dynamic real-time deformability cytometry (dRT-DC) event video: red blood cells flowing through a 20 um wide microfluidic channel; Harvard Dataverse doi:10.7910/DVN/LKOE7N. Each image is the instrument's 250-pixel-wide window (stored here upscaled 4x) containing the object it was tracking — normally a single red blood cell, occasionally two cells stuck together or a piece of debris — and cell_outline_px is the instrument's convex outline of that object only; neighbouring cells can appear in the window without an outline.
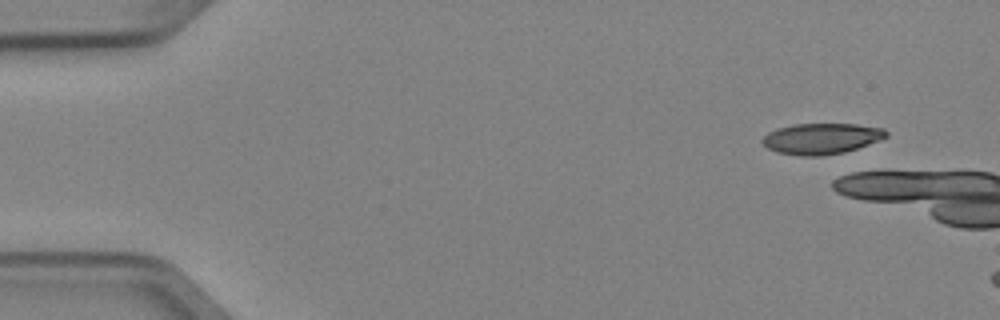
{"species": "Egyptian fruit bat (a non-hibernating species)", "species_latin": "Rousettus aegyptiacus", "temperature_condition": "cold", "stored_images_in_passage": 3, "camera_frame_rate_fps": 3000, "um_per_image_px": 0.085, "animal": {"sex": "female"}, "frame": {"image": 1, "passage_image": 1, "time_ms": 0.0, "image_size_px": [1000, 320], "cell_outline_px": [[888, 136], [880, 140], [844, 152], [820, 156], [800, 156], [776, 152], [768, 148], [760, 140], [768, 132], [776, 128], [796, 124], [856, 124], [884, 128], [888, 132]], "centroid_in_image_um": [69.81, 11.78], "position_along_channel_um": 15.2, "area_um2": 22.31}}